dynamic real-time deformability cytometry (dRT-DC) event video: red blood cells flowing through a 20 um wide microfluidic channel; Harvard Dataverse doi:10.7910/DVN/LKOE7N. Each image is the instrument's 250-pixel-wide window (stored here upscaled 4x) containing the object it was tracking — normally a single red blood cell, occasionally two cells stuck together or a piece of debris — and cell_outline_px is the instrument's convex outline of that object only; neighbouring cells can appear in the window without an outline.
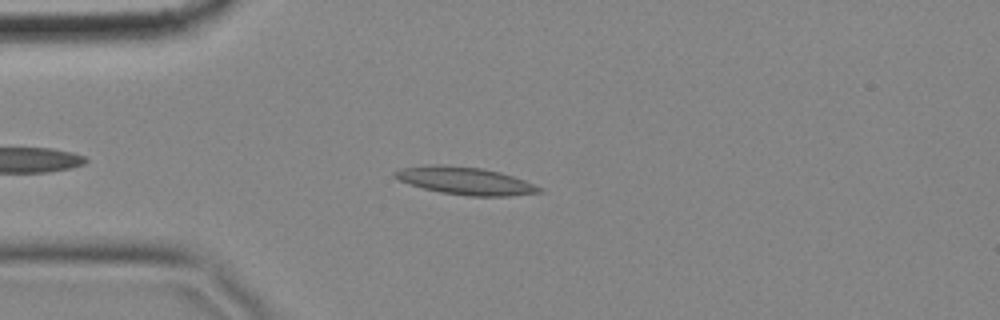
{"species": "common noctule bat (a hibernating species)", "species_latin": "Nyctalus noctula", "temperature_condition": "cold", "stored_images_in_passage": 9, "camera_frame_rate_fps": 3000, "um_per_image_px": 0.085, "animal": {"sex": "female", "body_mass_g": 18.4}, "frame": {"image": 1, "passage_image": 3, "time_ms": 0.667, "image_size_px": [1000, 320], "cell_outline_px": [[544, 192], [508, 196], [468, 196], [440, 192], [424, 188], [400, 180], [392, 172], [400, 168], [432, 164], [440, 164], [480, 168], [500, 172], [524, 180], [544, 188]], "centroid_in_image_um": [39.59, 15.37], "position_along_channel_um": 45.4, "area_um2": 23.06}}
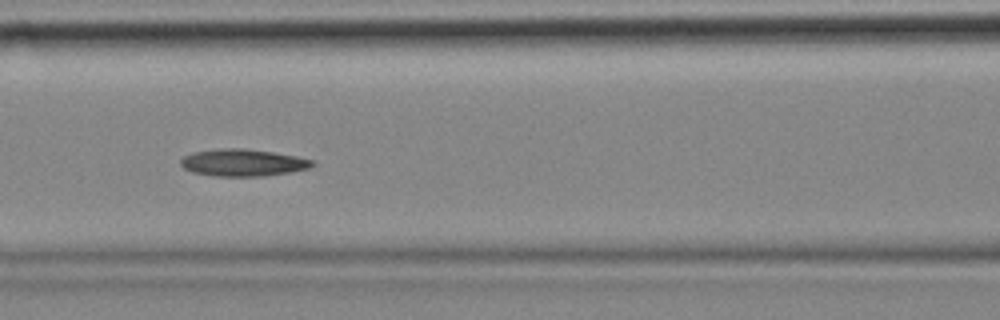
{"frame": {"image": 2, "passage_image": 6, "time_ms": 1.667, "image_size_px": [1000, 320], "cell_outline_px": [[316, 164], [312, 168], [264, 176], [216, 176], [192, 172], [184, 168], [180, 164], [180, 160], [184, 156], [192, 152], [220, 148], [244, 148], [272, 152], [296, 156], [316, 160]], "centroid_in_image_um": [20.68, 13.82], "position_along_channel_um": 145.9, "area_um2": 20.92}}
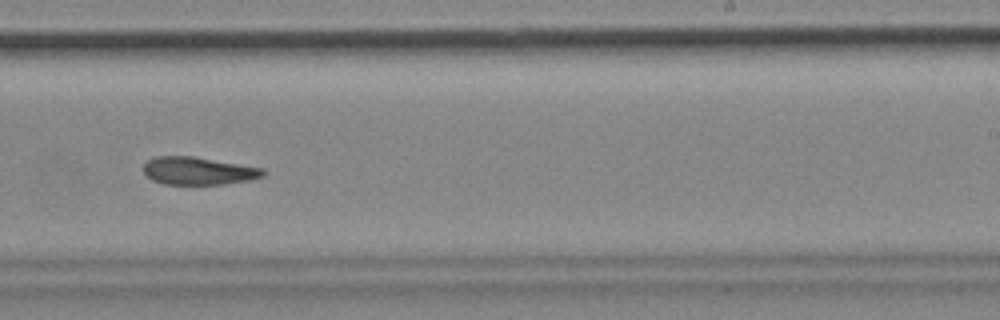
{"frame": {"image": 3, "passage_image": 9, "time_ms": 2.667, "image_size_px": [1000, 320], "cell_outline_px": [[268, 172], [264, 176], [248, 180], [224, 184], [164, 184], [152, 180], [144, 172], [144, 164], [148, 160], [156, 156], [192, 156], [264, 168]], "centroid_in_image_um": [16.88, 14.52], "position_along_channel_um": 272.1, "area_um2": 19.31}}